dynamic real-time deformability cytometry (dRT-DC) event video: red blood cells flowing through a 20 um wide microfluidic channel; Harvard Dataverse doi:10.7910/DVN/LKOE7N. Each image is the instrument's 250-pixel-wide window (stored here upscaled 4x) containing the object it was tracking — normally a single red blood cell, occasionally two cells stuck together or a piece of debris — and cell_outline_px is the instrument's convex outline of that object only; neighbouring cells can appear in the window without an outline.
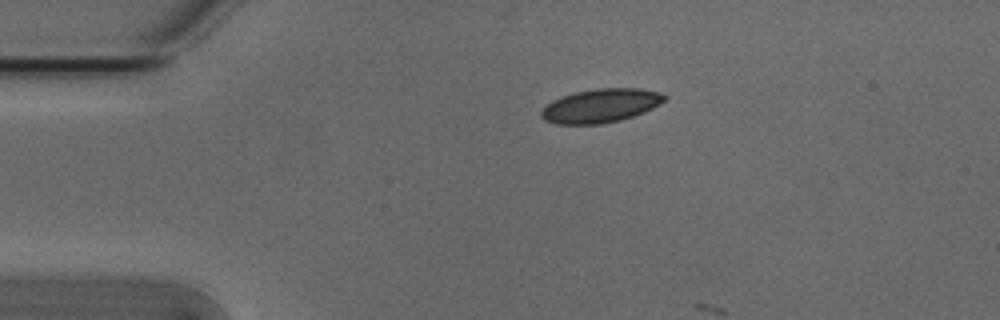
{"species": "Egyptian fruit bat (a non-hibernating species)", "species_latin": "Rousettus aegyptiacus", "temperature_condition": "cold", "stored_images_in_passage": 2, "camera_frame_rate_fps": 3000, "um_per_image_px": 0.085, "animal": {"sex": "male"}, "frame": {"image": 1, "passage_image": 1, "time_ms": 0.0, "image_size_px": [1000, 320], "cell_outline_px": [[668, 96], [660, 104], [644, 112], [620, 120], [600, 124], [556, 124], [544, 120], [540, 116], [540, 112], [552, 100], [576, 92], [596, 88], [640, 88], [660, 92]], "centroid_in_image_um": [51.07, 8.98], "position_along_channel_um": 33.9, "area_um2": 24.16}}